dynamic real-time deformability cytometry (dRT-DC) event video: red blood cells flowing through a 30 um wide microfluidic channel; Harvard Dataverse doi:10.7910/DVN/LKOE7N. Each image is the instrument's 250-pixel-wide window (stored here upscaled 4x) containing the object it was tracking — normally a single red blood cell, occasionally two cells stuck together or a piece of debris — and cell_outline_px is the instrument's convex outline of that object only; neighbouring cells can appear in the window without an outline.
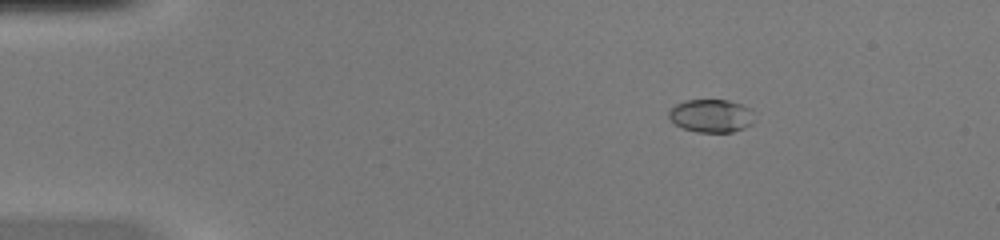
{"species": "common noctule bat (a hibernating species)", "species_latin": "Nyctalus noctula", "temperature_condition": "warm", "stored_images_in_passage": 44, "camera_frame_rate_fps": 3000, "um_per_image_px": 0.085, "animal": {"sex": "female", "body_mass_g": 20.0, "forearm_length_mm": 54.0}, "frame": {"image": 1, "passage_image": 1, "time_ms": 0.0, "image_size_px": [1000, 240], "cell_outline_px": [[756, 120], [752, 124], [744, 128], [732, 132], [696, 132], [684, 128], [676, 124], [668, 116], [668, 112], [676, 104], [684, 100], [728, 100], [752, 108]], "centroid_in_image_um": [60.51, 9.84], "position_along_channel_um": 24.5, "area_um2": 16.65}}
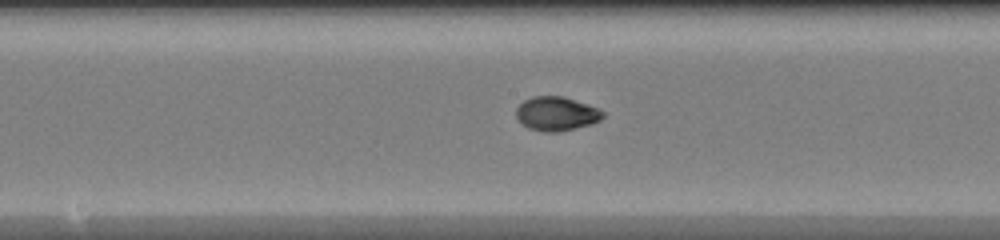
{"frame": {"image": 2, "passage_image": 20, "time_ms": 6.333, "image_size_px": [1000, 240], "cell_outline_px": [[604, 116], [600, 120], [592, 124], [556, 132], [544, 132], [528, 128], [516, 116], [516, 108], [524, 100], [532, 96], [564, 96], [600, 108], [604, 112]], "centroid_in_image_um": [47.32, 9.65], "position_along_channel_um": 200.9, "area_um2": 17.22}}
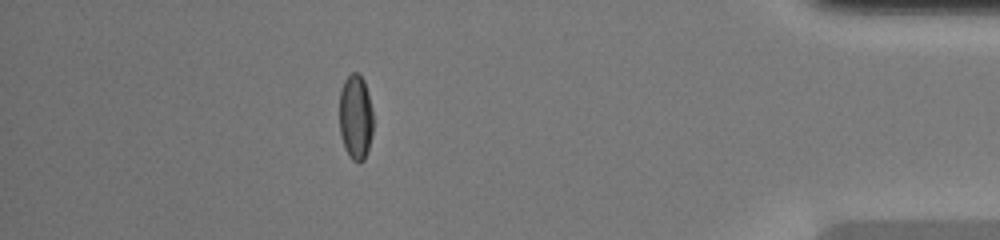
{"frame": {"image": 3, "passage_image": 38, "time_ms": 12.333, "image_size_px": [1000, 240], "cell_outline_px": [[372, 132], [368, 148], [364, 160], [360, 164], [352, 160], [344, 148], [340, 136], [340, 88], [344, 80], [352, 72], [356, 72], [364, 80], [368, 92], [372, 108]], "centroid_in_image_um": [30.22, 9.96], "position_along_channel_um": 405.0, "area_um2": 16.88}, "authors_computed_cell_mechanics": {"area_um2": 16.762, "velocity_mm_per_s": 4.1281, "shape_relaxation_time_tau1_ms": 5.0115, "shape_relaxation_time_tau2_ms": 1.5833, "deformation_change_tau1": 0.1938, "deformation_change_tau2": 0.0379}}